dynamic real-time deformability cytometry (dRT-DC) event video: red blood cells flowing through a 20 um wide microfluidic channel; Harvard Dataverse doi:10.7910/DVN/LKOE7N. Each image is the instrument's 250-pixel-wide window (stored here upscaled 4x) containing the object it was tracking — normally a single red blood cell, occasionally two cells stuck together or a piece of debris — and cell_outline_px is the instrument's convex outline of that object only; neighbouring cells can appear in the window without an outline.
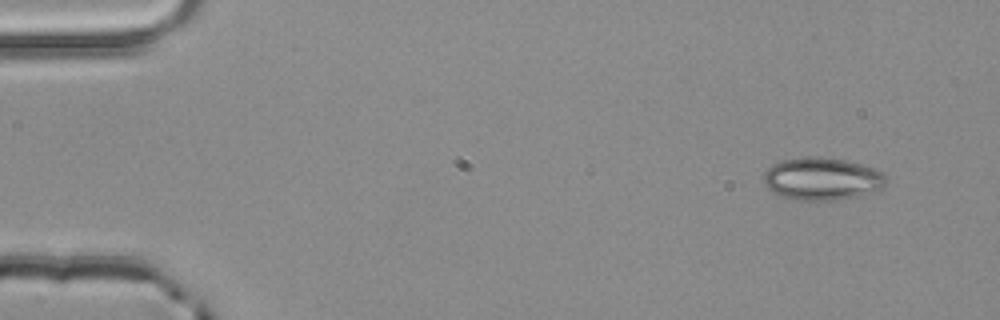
{"species": "common noctule bat (a hibernating species)", "species_latin": "Nyctalus noctula", "temperature_condition": "room temperature", "stored_images_in_passage": 4, "camera_frame_rate_fps": 3000, "um_per_image_px": 0.085, "animal": {"sex": "male", "body_mass_g": 20.4}, "frame": {"image": 1, "passage_image": 1, "time_ms": 0.0, "image_size_px": [1000, 320], "cell_outline_px": [[888, 184], [884, 188], [872, 192], [840, 200], [796, 200], [780, 196], [772, 192], [764, 184], [764, 172], [772, 164], [780, 160], [808, 156], [820, 156], [844, 160], [860, 164], [884, 172], [888, 180]], "centroid_in_image_um": [69.89, 15.2], "position_along_channel_um": 15.1, "area_um2": 30.81}}